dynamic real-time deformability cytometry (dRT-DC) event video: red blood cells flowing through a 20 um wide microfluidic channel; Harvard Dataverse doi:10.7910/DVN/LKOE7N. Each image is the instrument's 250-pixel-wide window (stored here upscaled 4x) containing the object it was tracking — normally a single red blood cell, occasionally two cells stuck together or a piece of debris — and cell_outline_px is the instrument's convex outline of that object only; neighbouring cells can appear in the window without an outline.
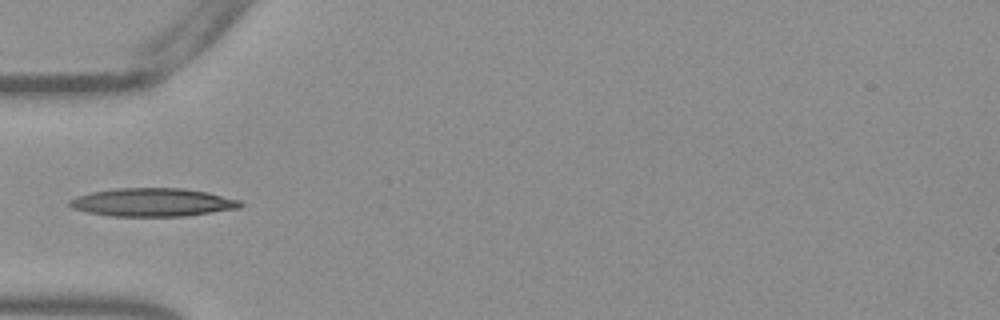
{"species": "Egyptian fruit bat (a non-hibernating species)", "species_latin": "Rousettus aegyptiacus", "temperature_condition": "warm", "stored_images_in_passage": 37, "camera_frame_rate_fps": 3000, "um_per_image_px": 0.085, "frame": {"image": 1, "passage_image": 1, "time_ms": 0.0, "image_size_px": [1000, 320], "cell_outline_px": [[244, 204], [240, 208], [188, 216], [108, 216], [88, 212], [72, 208], [68, 204], [68, 200], [76, 196], [92, 192], [116, 188], [184, 188], [208, 192], [240, 200]], "centroid_in_image_um": [12.99, 17.2], "position_along_channel_um": 72.0, "area_um2": 28.32}}
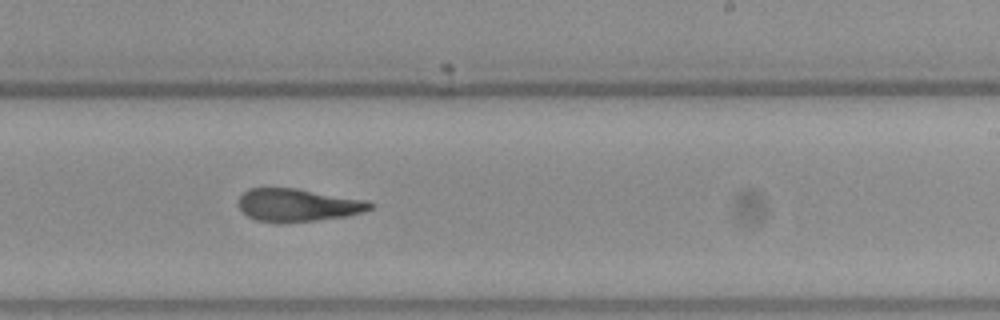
{"frame": {"image": 2, "passage_image": 16, "time_ms": 5.0, "image_size_px": [1000, 320], "cell_outline_px": [[376, 204], [372, 208], [364, 212], [348, 216], [316, 220], [280, 224], [276, 224], [256, 220], [248, 216], [236, 204], [240, 196], [248, 188], [296, 188], [368, 200]], "centroid_in_image_um": [25.33, 17.44], "position_along_channel_um": 263.7, "area_um2": 25.66}}
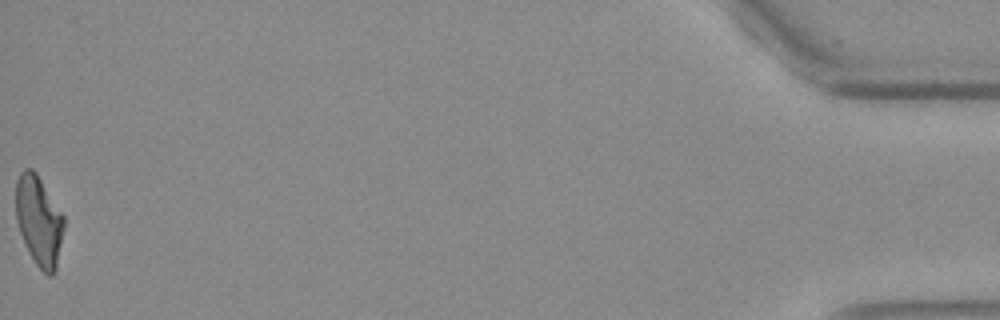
{"frame": {"image": 3, "passage_image": 37, "time_ms": 12.0, "image_size_px": [1000, 320], "cell_outline_px": [[64, 228], [56, 268], [52, 276], [48, 276], [36, 264], [28, 252], [20, 232], [16, 220], [16, 180], [20, 172], [24, 168], [32, 168], [36, 172], [64, 216]], "centroid_in_image_um": [3.3, 18.75], "position_along_channel_um": 431.9, "area_um2": 25.14}, "authors_computed_cell_mechanics": {"area_um2": 25.721, "velocity_mm_per_s": 3.814, "shape_relaxation_time_tau1_ms": null, "shape_relaxation_time_tau2_ms": 3.4321, "deformation_change_tau1": null, "deformation_change_tau2": 0.1233}}